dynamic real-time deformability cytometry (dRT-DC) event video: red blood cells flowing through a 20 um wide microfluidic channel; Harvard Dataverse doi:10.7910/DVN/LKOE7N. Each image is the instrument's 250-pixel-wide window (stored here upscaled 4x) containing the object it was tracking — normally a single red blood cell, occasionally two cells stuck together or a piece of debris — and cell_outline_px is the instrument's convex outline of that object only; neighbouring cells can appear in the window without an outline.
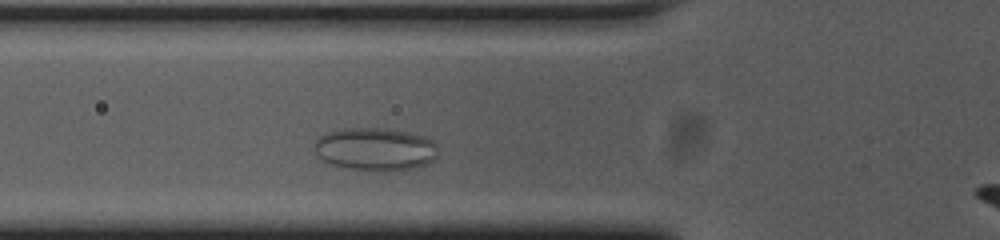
{"species": "common noctule bat (a hibernating species)", "species_latin": "Nyctalus noctula", "temperature_condition": "cold", "stored_images_in_passage": 31, "camera_frame_rate_fps": 3000, "um_per_image_px": 0.085, "animal": {"sex": "female", "body_mass_g": 23.0, "forearm_length_mm": 53.4}, "frame": {"image": 1, "passage_image": 5, "time_ms": 1.333, "image_size_px": [1000, 240], "cell_outline_px": [[436, 156], [428, 164], [412, 168], [388, 172], [372, 172], [340, 168], [316, 156], [316, 140], [320, 136], [328, 132], [340, 128], [392, 128], [424, 136], [436, 140]], "centroid_in_image_um": [31.91, 12.69], "position_along_channel_um": 93.9, "area_um2": 31.62}}
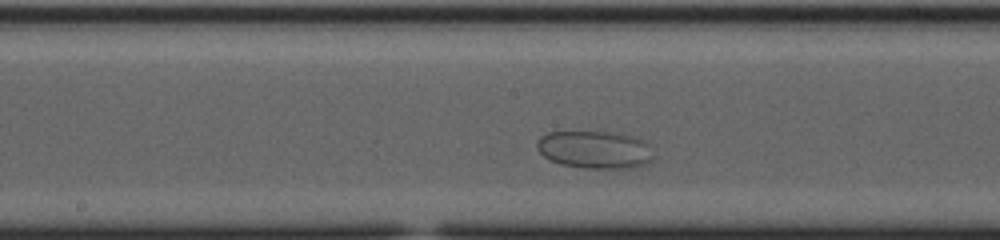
{"frame": {"image": 2, "passage_image": 14, "time_ms": 4.333, "image_size_px": [1000, 240], "cell_outline_px": [[652, 160], [648, 164], [636, 168], [584, 168], [560, 164], [544, 156], [536, 148], [536, 144], [540, 136], [548, 132], [620, 132], [636, 136], [644, 140], [648, 144]], "centroid_in_image_um": [50.58, 12.71], "position_along_channel_um": 197.6, "area_um2": 25.84}}
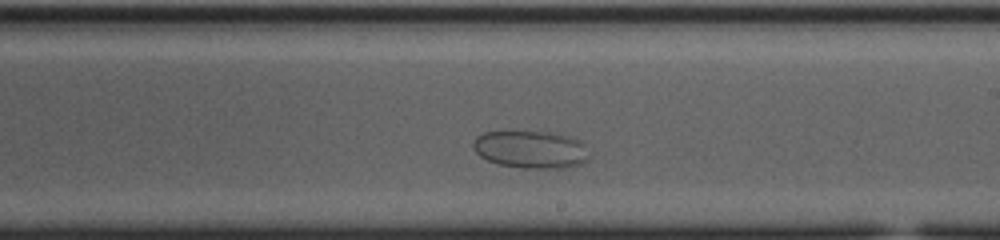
{"frame": {"image": 3, "passage_image": 18, "time_ms": 5.667, "image_size_px": [1000, 240], "cell_outline_px": [[584, 164], [572, 168], [524, 168], [496, 164], [480, 156], [472, 148], [472, 144], [476, 136], [484, 132], [548, 132], [572, 136], [580, 140], [584, 144]], "centroid_in_image_um": [45.08, 12.71], "position_along_channel_um": 243.9, "area_um2": 25.37}}